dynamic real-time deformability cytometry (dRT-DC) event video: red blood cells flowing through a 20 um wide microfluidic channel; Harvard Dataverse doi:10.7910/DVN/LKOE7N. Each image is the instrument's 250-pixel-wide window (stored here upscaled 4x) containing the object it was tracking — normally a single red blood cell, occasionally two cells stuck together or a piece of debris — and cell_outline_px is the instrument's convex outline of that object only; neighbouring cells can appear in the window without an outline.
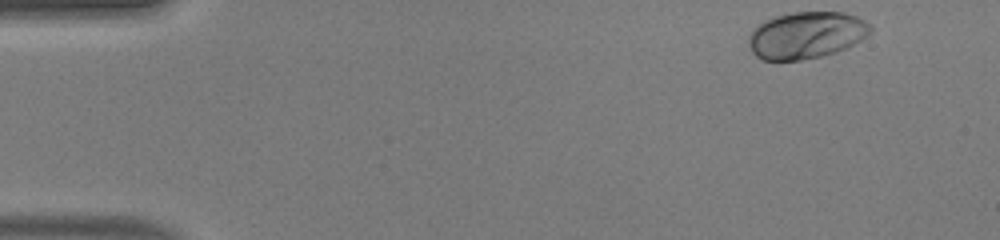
{"species": "human", "species_latin": "Homo sapiens", "temperature_condition": "warm", "stored_images_in_passage": 45, "camera_frame_rate_fps": 3000, "um_per_image_px": 0.085, "donor": {"sex": "male"}, "frame": {"image": 1, "passage_image": 1, "time_ms": 0.0, "image_size_px": [1000, 240], "cell_outline_px": [[872, 32], [868, 36], [836, 52], [824, 56], [800, 60], [764, 60], [756, 56], [752, 52], [748, 44], [748, 36], [764, 20], [776, 16], [792, 12], [844, 12], [856, 16], [864, 20], [872, 28]], "centroid_in_image_um": [68.54, 2.99], "position_along_channel_um": 16.5, "area_um2": 33.23}}
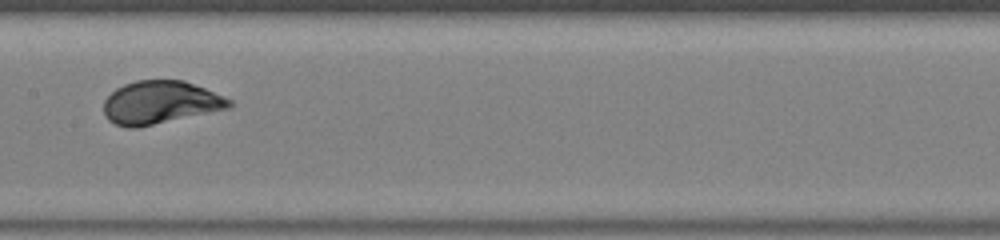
{"frame": {"image": 2, "passage_image": 22, "time_ms": 7.0, "image_size_px": [1000, 240], "cell_outline_px": [[232, 108], [136, 128], [128, 128], [116, 124], [108, 120], [104, 112], [104, 100], [116, 88], [124, 84], [136, 80], [184, 80], [204, 88], [232, 100]], "centroid_in_image_um": [13.63, 8.71], "position_along_channel_um": 193.8, "area_um2": 31.44}}
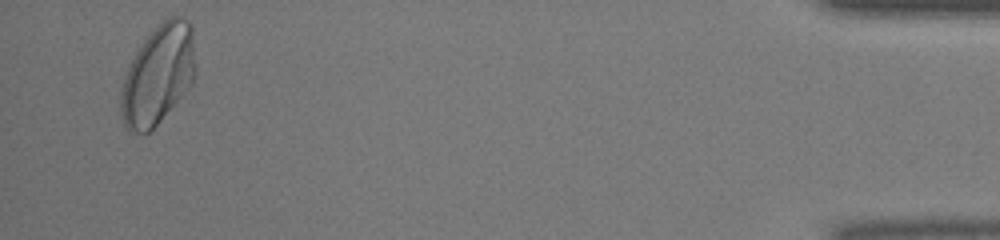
{"frame": {"image": 3, "passage_image": 44, "time_ms": 14.333, "image_size_px": [1000, 240], "cell_outline_px": [[196, 76], [192, 84], [156, 124], [148, 132], [128, 132], [120, 116], [120, 92], [124, 76], [128, 64], [140, 44], [160, 20], [164, 16], [180, 16], [188, 20], [192, 24], [196, 68]], "centroid_in_image_um": [13.43, 6.29], "position_along_channel_um": 421.8, "area_um2": 43.87}, "authors_computed_cell_mechanics": {"area_um2": 31.8478, "velocity_mm_per_s": 4.1895, "shape_relaxation_time_tau1_ms": 2.1001, "shape_relaxation_time_tau2_ms": null, "deformation_change_tau1": 0.1305, "deformation_change_tau2": null}}